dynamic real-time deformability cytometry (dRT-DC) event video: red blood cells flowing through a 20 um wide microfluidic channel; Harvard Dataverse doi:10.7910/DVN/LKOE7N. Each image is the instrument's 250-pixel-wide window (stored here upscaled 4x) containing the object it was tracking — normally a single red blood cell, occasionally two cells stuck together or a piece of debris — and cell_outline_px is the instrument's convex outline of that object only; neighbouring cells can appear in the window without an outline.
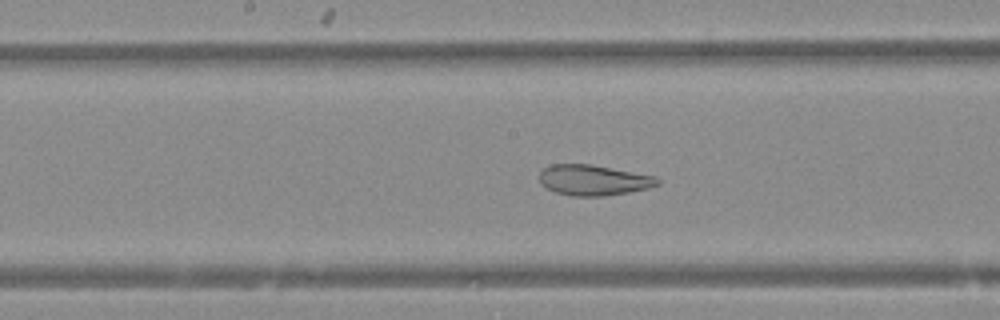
{"species": "Egyptian fruit bat (a non-hibernating species)", "species_latin": "Rousettus aegyptiacus", "temperature_condition": "warm", "stored_images_in_passage": 38, "camera_frame_rate_fps": 3000, "um_per_image_px": 0.085, "animal": {"sex": "female"}, "frame": {"image": 1, "passage_image": 14, "time_ms": 4.333, "image_size_px": [1000, 320], "cell_outline_px": [[660, 184], [648, 188], [628, 192], [604, 196], [572, 196], [556, 192], [540, 184], [540, 172], [544, 168], [552, 164], [588, 164], [656, 176], [660, 180]], "centroid_in_image_um": [50.45, 15.31], "position_along_channel_um": 197.8, "area_um2": 20.87}}
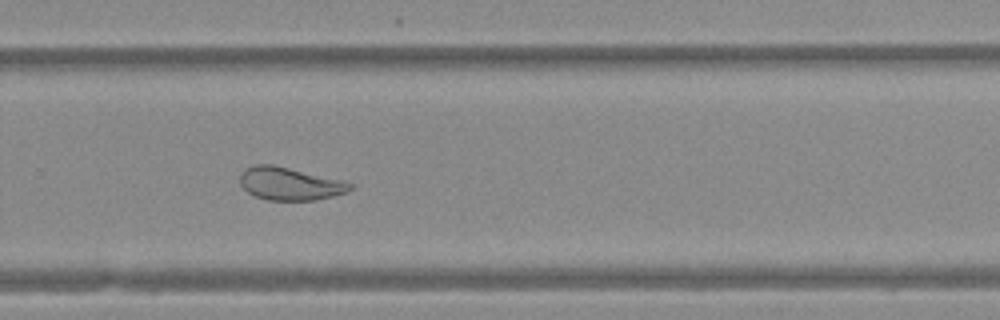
{"frame": {"image": 2, "passage_image": 22, "time_ms": 7.0, "image_size_px": [1000, 320], "cell_outline_px": [[352, 188], [348, 192], [316, 200], [268, 200], [252, 196], [240, 184], [240, 172], [244, 168], [252, 164], [272, 164], [340, 180], [352, 184]], "centroid_in_image_um": [24.56, 15.61], "position_along_channel_um": 305.2, "area_um2": 21.04}}
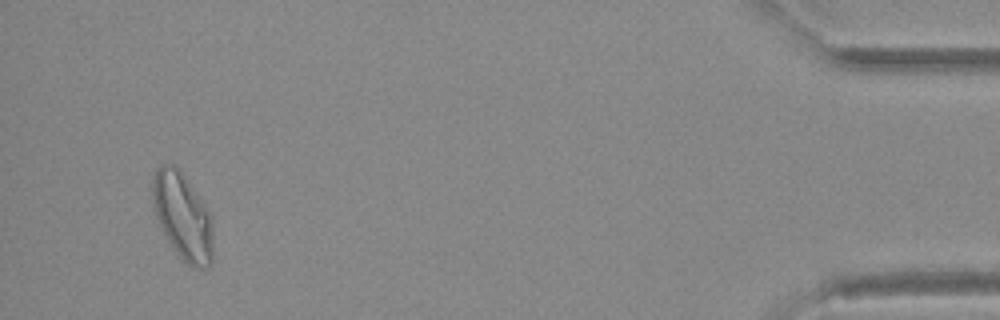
{"frame": {"image": 3, "passage_image": 36, "time_ms": 11.667, "image_size_px": [1000, 320], "cell_outline_px": [[212, 264], [204, 268], [196, 268], [188, 264], [176, 252], [168, 240], [152, 208], [152, 180], [156, 168], [160, 164], [176, 164], [212, 216]], "centroid_in_image_um": [15.51, 18.36], "position_along_channel_um": 419.7, "area_um2": 30.52}}